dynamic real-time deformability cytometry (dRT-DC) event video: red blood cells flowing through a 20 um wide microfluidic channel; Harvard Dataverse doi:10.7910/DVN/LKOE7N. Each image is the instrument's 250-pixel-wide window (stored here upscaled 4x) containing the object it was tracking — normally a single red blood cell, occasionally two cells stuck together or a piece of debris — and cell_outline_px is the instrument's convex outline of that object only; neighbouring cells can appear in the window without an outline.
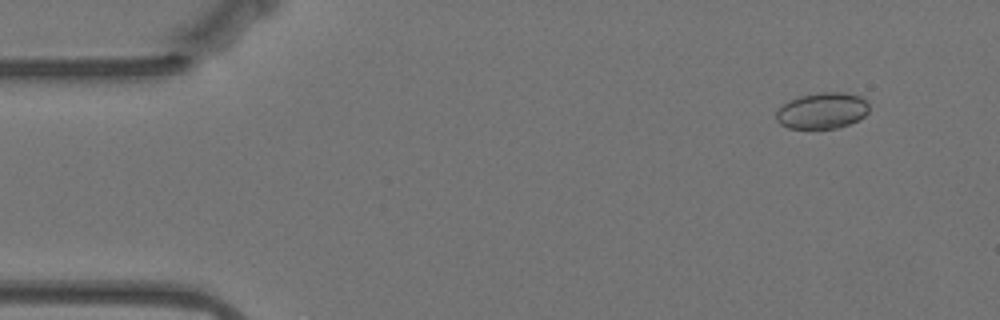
{"species": "Egyptian fruit bat (a non-hibernating species)", "species_latin": "Rousettus aegyptiacus", "temperature_condition": "warm", "stored_images_in_passage": 57, "camera_frame_rate_fps": 3000, "um_per_image_px": 0.085, "animal": {"sex": "female"}, "frame": {"image": 1, "passage_image": 5, "time_ms": 1.333, "image_size_px": [1000, 320], "cell_outline_px": [[868, 112], [864, 116], [848, 124], [836, 128], [788, 128], [780, 124], [776, 120], [776, 112], [788, 100], [800, 96], [820, 92], [848, 92], [860, 96], [868, 100]], "centroid_in_image_um": [69.9, 9.39], "position_along_channel_um": 15.1, "area_um2": 19.59}}
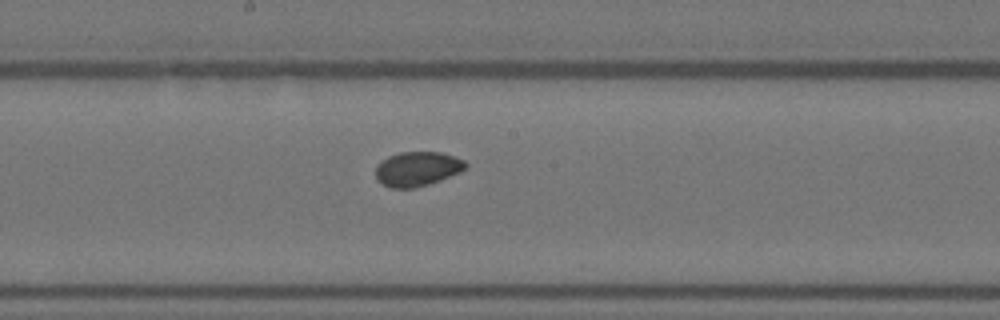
{"frame": {"image": 2, "passage_image": 30, "time_ms": 9.667, "image_size_px": [1000, 320], "cell_outline_px": [[468, 164], [460, 172], [440, 180], [416, 188], [392, 188], [376, 180], [376, 164], [388, 156], [400, 152], [440, 152], [456, 156], [464, 160]], "centroid_in_image_um": [35.46, 14.35], "position_along_channel_um": 212.7, "area_um2": 18.15}}
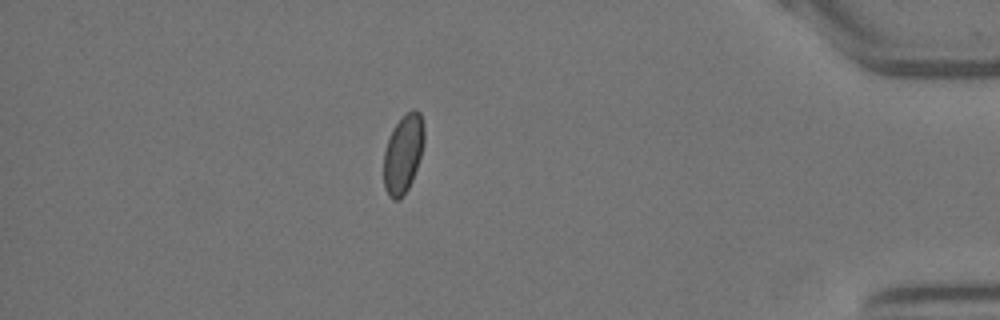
{"frame": {"image": 3, "passage_image": 50, "time_ms": 16.333, "image_size_px": [1000, 320], "cell_outline_px": [[424, 140], [420, 156], [412, 180], [408, 188], [400, 200], [392, 200], [388, 196], [384, 188], [384, 152], [392, 128], [412, 108], [416, 108], [420, 112], [424, 128]], "centroid_in_image_um": [34.26, 13.09], "position_along_channel_um": 400.9, "area_um2": 18.44}, "authors_computed_cell_mechanics": {"area_um2": 18.5538, "velocity_mm_per_s": 3.5112, "shape_relaxation_time_tau1_ms": null, "shape_relaxation_time_tau2_ms": 2.2322, "deformation_change_tau1": null, "deformation_change_tau2": 0.0368}}